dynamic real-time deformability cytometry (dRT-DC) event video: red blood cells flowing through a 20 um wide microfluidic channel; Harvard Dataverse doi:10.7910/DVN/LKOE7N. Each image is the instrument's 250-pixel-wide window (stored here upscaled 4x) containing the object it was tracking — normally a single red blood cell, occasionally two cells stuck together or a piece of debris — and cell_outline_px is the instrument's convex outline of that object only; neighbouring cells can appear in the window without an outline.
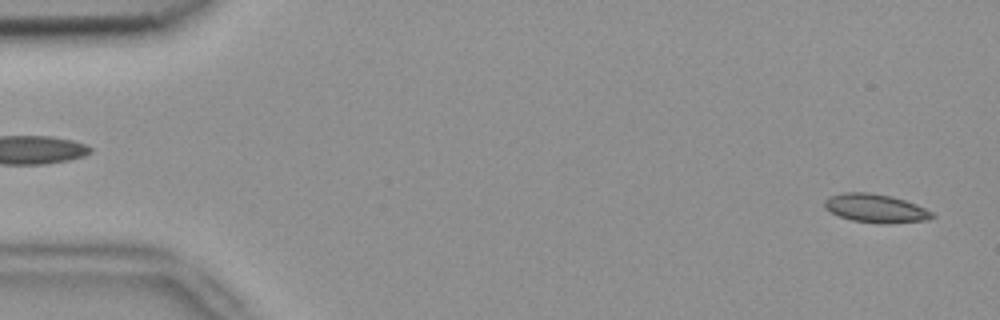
{"species": "common noctule bat (a hibernating species)", "species_latin": "Nyctalus noctula", "temperature_condition": "room temperature", "stored_images_in_passage": 52, "camera_frame_rate_fps": 3000, "um_per_image_px": 0.085, "animal": {"sex": "female", "body_mass_g": 18.4}, "frame": {"image": 1, "passage_image": 2, "time_ms": 0.333, "image_size_px": [1000, 320], "cell_outline_px": [[936, 216], [928, 220], [888, 224], [880, 224], [852, 220], [840, 216], [824, 208], [824, 200], [828, 196], [844, 192], [868, 192], [892, 196], [916, 204], [932, 212]], "centroid_in_image_um": [74.43, 17.71], "position_along_channel_um": 10.6, "area_um2": 18.03}}
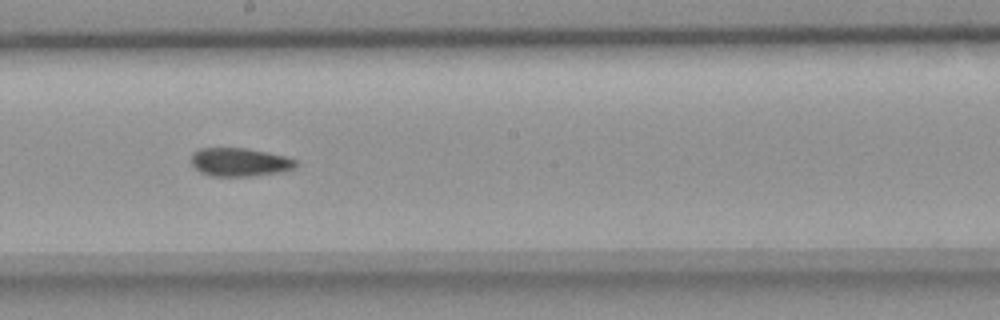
{"frame": {"image": 2, "passage_image": 29, "time_ms": 9.333, "image_size_px": [1000, 320], "cell_outline_px": [[296, 168], [276, 172], [248, 176], [212, 176], [200, 172], [192, 164], [192, 152], [200, 148], [244, 148], [268, 152], [284, 156], [296, 160]], "centroid_in_image_um": [20.34, 13.77], "position_along_channel_um": 227.9, "area_um2": 17.11}}
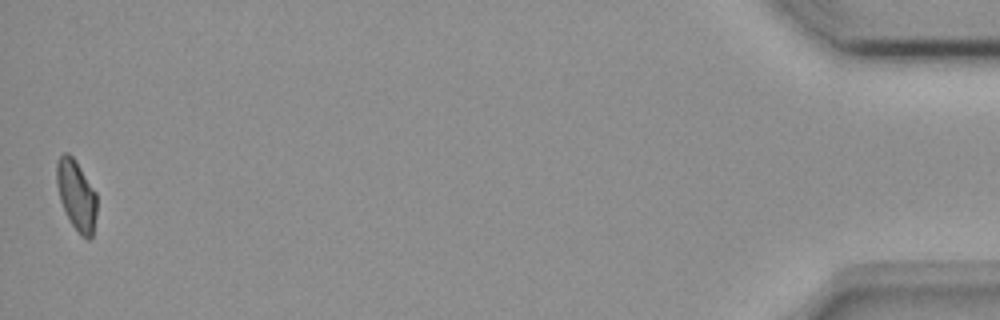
{"frame": {"image": 3, "passage_image": 52, "time_ms": 17.0, "image_size_px": [1000, 320], "cell_outline_px": [[96, 216], [92, 236], [88, 240], [80, 236], [72, 224], [60, 200], [56, 184], [56, 160], [64, 152], [68, 152], [76, 160], [96, 192]], "centroid_in_image_um": [6.49, 16.57], "position_along_channel_um": 428.7, "area_um2": 16.53}, "authors_computed_cell_mechanics": {"area_um2": 17.5134, "velocity_mm_per_s": 3.8346, "shape_relaxation_time_tau1_ms": null, "shape_relaxation_time_tau2_ms": 7.2753, "deformation_change_tau1": null, "deformation_change_tau2": 0.1295}}